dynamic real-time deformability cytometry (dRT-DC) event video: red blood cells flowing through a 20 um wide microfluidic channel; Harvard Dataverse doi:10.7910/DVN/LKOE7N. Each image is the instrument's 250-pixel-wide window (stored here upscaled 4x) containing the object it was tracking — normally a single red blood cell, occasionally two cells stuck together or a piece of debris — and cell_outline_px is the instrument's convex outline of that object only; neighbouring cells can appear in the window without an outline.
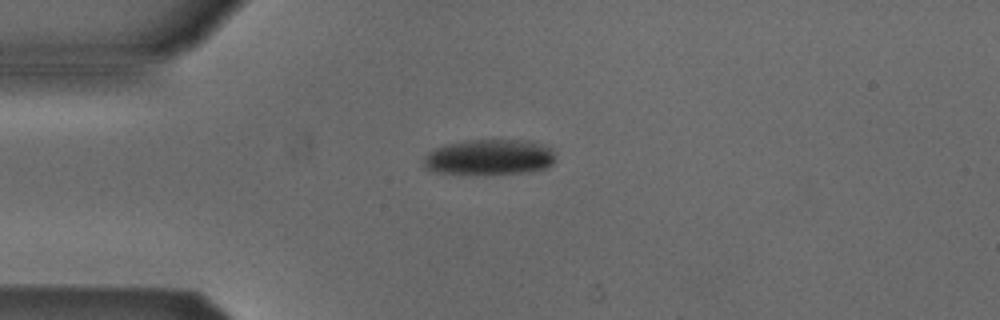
{"species": "Egyptian fruit bat (a non-hibernating species)", "species_latin": "Rousettus aegyptiacus", "temperature_condition": "cold", "stored_images_in_passage": 4, "camera_frame_rate_fps": 3000, "um_per_image_px": 0.085, "animal": {"sex": "male"}, "frame": {"image": 1, "passage_image": 1, "time_ms": 0.0, "image_size_px": [1000, 320], "cell_outline_px": [[556, 160], [548, 168], [528, 172], [440, 172], [424, 168], [424, 156], [432, 148], [444, 144], [464, 140], [532, 140], [544, 144], [552, 148], [556, 152]], "centroid_in_image_um": [41.67, 13.31], "position_along_channel_um": 43.3, "area_um2": 27.22}}
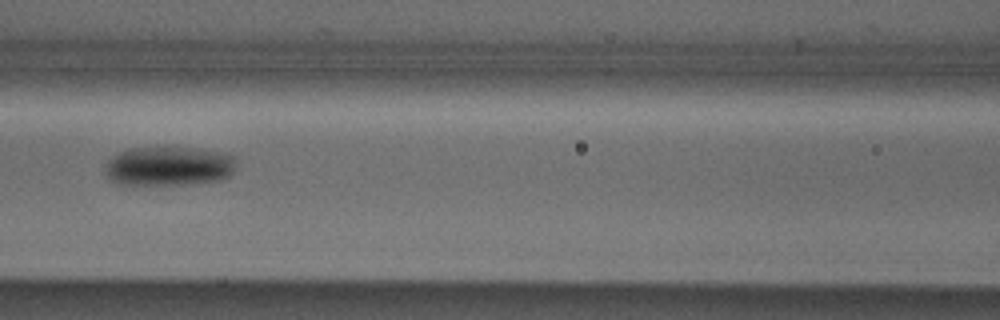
{"frame": {"image": 2, "passage_image": 4, "time_ms": 3.333, "image_size_px": [1000, 320], "cell_outline_px": [[236, 160], [232, 172], [224, 180], [188, 184], [116, 184], [108, 180], [104, 172], [104, 168], [108, 160], [112, 156], [128, 148], [164, 144], [196, 148], [216, 152], [232, 156]], "centroid_in_image_um": [14.27, 14.08], "position_along_channel_um": 152.3, "area_um2": 30.98}}